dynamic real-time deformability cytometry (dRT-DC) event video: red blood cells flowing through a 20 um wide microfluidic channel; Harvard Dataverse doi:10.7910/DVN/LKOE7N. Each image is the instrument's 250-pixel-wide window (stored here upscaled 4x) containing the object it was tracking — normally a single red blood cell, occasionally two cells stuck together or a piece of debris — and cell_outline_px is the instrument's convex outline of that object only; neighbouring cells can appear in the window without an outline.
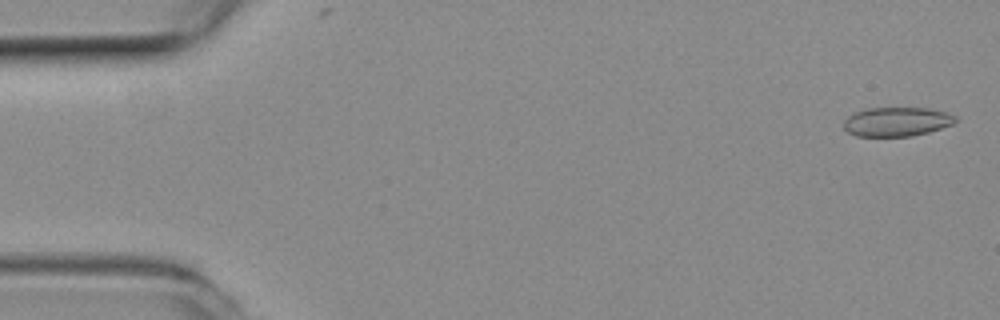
{"species": "common noctule bat (a hibernating species)", "species_latin": "Nyctalus noctula", "temperature_condition": "room temperature", "stored_images_in_passage": 5, "camera_frame_rate_fps": 3000, "um_per_image_px": 0.085, "animal": {"sex": "female", "body_mass_g": 19.3, "forearm_length_mm": 54.1}, "frame": {"image": 1, "passage_image": 2, "time_ms": 0.333, "image_size_px": [1000, 320], "cell_outline_px": [[956, 120], [952, 124], [928, 132], [912, 136], [856, 136], [848, 132], [844, 128], [844, 120], [852, 112], [868, 108], [928, 108], [944, 112], [956, 116]], "centroid_in_image_um": [76.18, 10.34], "position_along_channel_um": 8.8, "area_um2": 18.9}}